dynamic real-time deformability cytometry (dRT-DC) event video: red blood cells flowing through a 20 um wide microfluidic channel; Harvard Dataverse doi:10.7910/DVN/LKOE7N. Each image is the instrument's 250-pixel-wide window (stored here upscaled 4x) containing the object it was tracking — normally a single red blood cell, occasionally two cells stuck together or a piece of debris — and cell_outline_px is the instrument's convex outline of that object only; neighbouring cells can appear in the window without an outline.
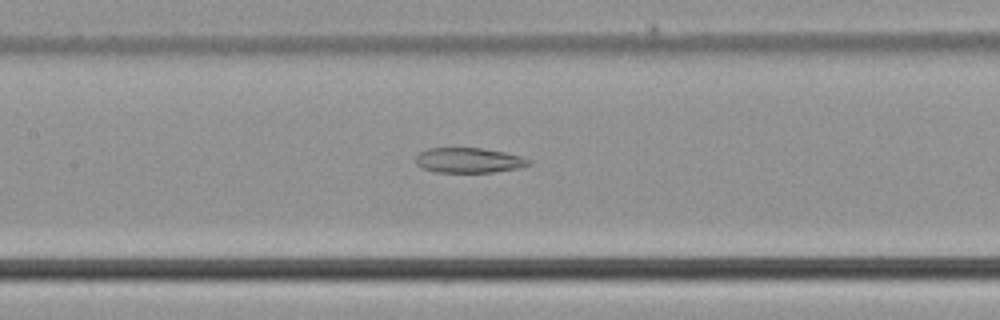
{"species": "common noctule bat (a hibernating species)", "species_latin": "Nyctalus noctula", "temperature_condition": "cold", "stored_images_in_passage": 49, "segment_of_instrument_passage": [2, 2], "camera_frame_rate_fps": 3000, "um_per_image_px": 0.085, "animal": {"sex": "male", "body_mass_g": 21.5, "forearm_length_mm": 52.0}, "frame": {"image": 1, "passage_image": 23, "time_ms": 7.333, "image_size_px": [1000, 320], "cell_outline_px": [[532, 164], [520, 168], [492, 172], [436, 172], [420, 168], [416, 164], [416, 156], [420, 152], [428, 148], [480, 148], [504, 152], [520, 156], [528, 160]], "centroid_in_image_um": [39.82, 13.63], "position_along_channel_um": 167.6, "area_um2": 16.47}}
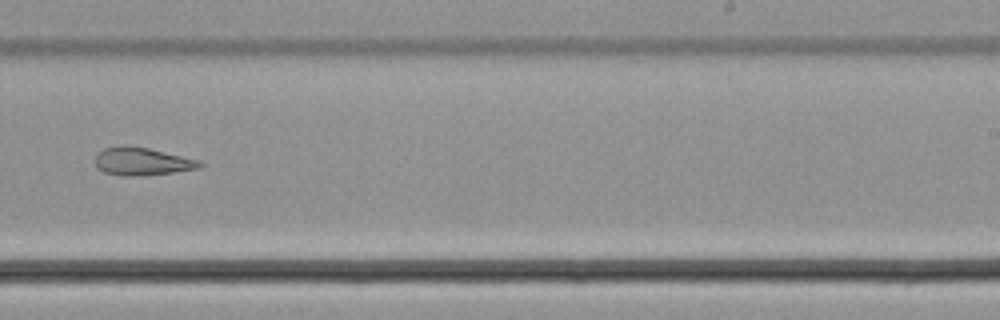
{"frame": {"image": 2, "passage_image": 31, "time_ms": 10.0, "image_size_px": [1000, 320], "cell_outline_px": [[204, 164], [200, 168], [172, 172], [140, 176], [120, 176], [104, 172], [96, 168], [96, 156], [104, 148], [124, 144], [148, 148], [200, 160]], "centroid_in_image_um": [12.06, 13.72], "position_along_channel_um": 276.9, "area_um2": 17.05}}
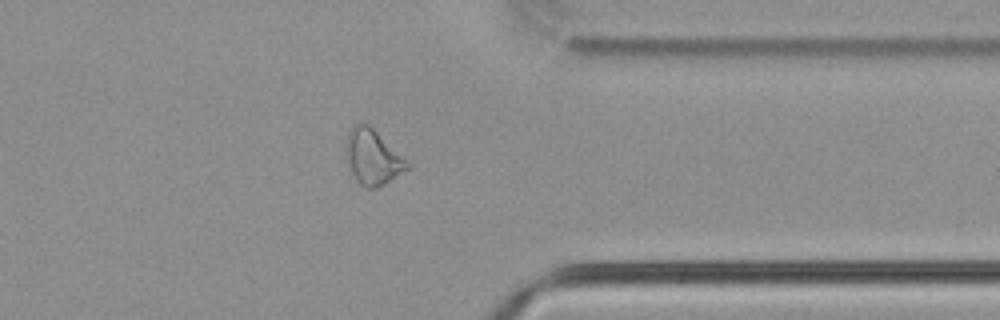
{"frame": {"image": 3, "passage_image": 39, "time_ms": 12.667, "image_size_px": [1000, 320], "cell_outline_px": [[412, 164], [408, 168], [384, 184], [376, 188], [368, 188], [360, 184], [356, 180], [348, 168], [344, 152], [344, 148], [348, 132], [360, 120], [368, 124]], "centroid_in_image_um": [31.63, 13.34], "position_along_channel_um": 379.8, "area_um2": 19.83}}